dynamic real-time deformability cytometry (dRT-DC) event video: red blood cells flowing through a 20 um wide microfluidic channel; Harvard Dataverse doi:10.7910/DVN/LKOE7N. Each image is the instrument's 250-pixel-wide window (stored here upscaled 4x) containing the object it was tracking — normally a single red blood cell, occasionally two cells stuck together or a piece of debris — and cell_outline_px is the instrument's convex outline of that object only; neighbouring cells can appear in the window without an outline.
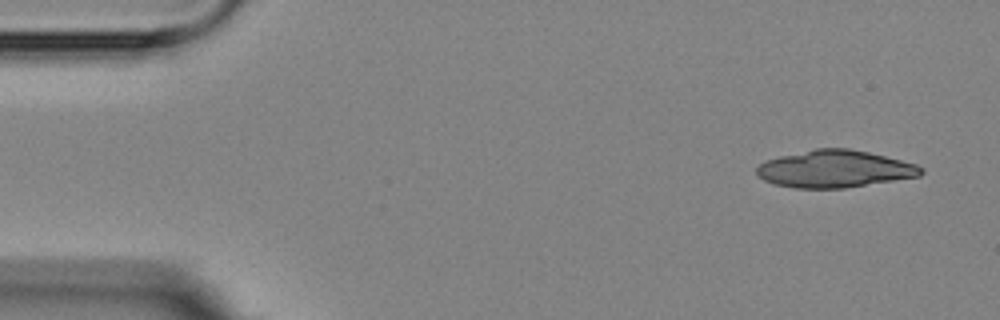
{"species": "Egyptian fruit bat (a non-hibernating species)", "species_latin": "Rousettus aegyptiacus", "temperature_condition": "room temperature", "stored_images_in_passage": 2, "camera_frame_rate_fps": 3000, "um_per_image_px": 0.085, "animal": {"sex": "female"}, "frame": {"image": 1, "passage_image": 2, "time_ms": 2.0, "image_size_px": [1000, 320], "cell_outline_px": [[924, 172], [920, 176], [844, 188], [792, 188], [772, 184], [764, 180], [756, 172], [756, 168], [760, 164], [768, 160], [780, 156], [816, 148], [848, 148], [868, 152], [916, 164], [924, 168]], "centroid_in_image_um": [70.95, 14.36], "position_along_channel_um": 14.1, "area_um2": 35.49}}